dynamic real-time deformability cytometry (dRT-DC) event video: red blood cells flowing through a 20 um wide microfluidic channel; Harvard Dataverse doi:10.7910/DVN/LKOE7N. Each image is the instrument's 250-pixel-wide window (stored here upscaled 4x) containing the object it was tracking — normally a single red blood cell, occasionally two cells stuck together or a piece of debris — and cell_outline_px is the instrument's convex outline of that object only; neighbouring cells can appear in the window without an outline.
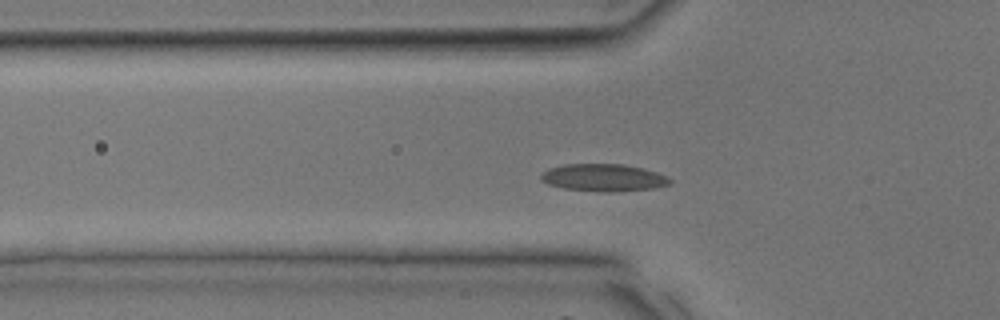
{"species": "common noctule bat (a hibernating species)", "species_latin": "Nyctalus noctula", "temperature_condition": "room temperature", "stored_images_in_passage": 26, "camera_frame_rate_fps": 3000, "um_per_image_px": 0.085, "animal": {"sex": "male", "body_mass_g": 17.9, "forearm_length_mm": 54.2}, "frame": {"image": 1, "passage_image": 2, "time_ms": 0.333, "image_size_px": [1000, 320], "cell_outline_px": [[672, 184], [656, 188], [612, 192], [600, 192], [564, 188], [548, 184], [540, 180], [540, 176], [548, 168], [564, 164], [624, 164], [644, 168], [668, 176], [672, 180]], "centroid_in_image_um": [51.34, 15.1], "position_along_channel_um": 74.5, "area_um2": 20.81}}
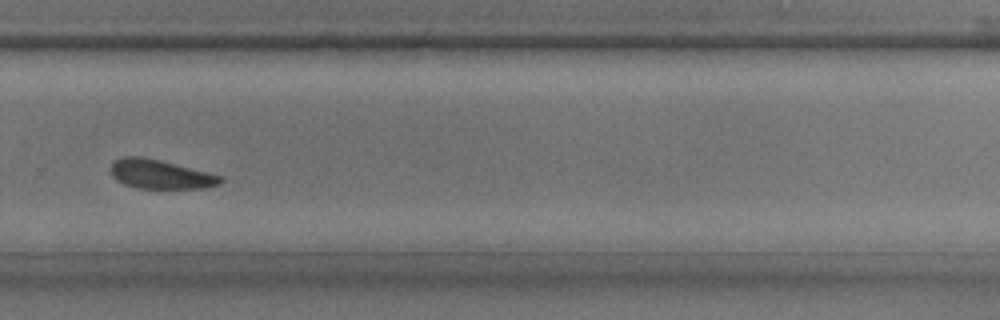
{"frame": {"image": 2, "passage_image": 15, "time_ms": 4.667, "image_size_px": [1000, 320], "cell_outline_px": [[224, 180], [220, 184], [204, 188], [136, 188], [124, 184], [116, 180], [112, 176], [112, 160], [124, 156], [140, 156], [160, 160], [224, 176]], "centroid_in_image_um": [13.64, 14.81], "position_along_channel_um": 316.2, "area_um2": 18.67}}
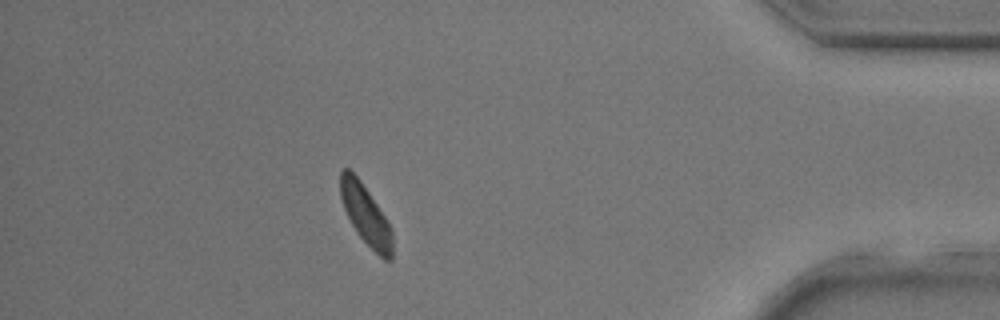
{"frame": {"image": 3, "passage_image": 22, "time_ms": 7.0, "image_size_px": [1000, 320], "cell_outline_px": [[392, 260], [384, 260], [356, 232], [344, 208], [340, 196], [340, 172], [344, 168], [348, 168], [360, 180], [388, 220], [392, 228]], "centroid_in_image_um": [31.1, 18.26], "position_along_channel_um": 404.1, "area_um2": 17.92}}